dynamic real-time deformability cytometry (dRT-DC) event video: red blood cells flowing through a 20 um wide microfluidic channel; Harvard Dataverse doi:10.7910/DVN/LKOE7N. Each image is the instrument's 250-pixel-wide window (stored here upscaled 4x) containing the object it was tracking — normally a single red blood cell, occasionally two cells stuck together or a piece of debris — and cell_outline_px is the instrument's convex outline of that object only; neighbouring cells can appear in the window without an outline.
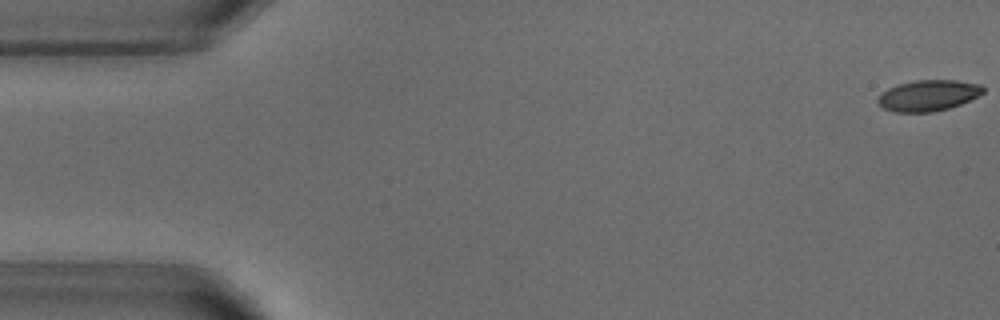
{"species": "common noctule bat (a hibernating species)", "species_latin": "Nyctalus noctula", "temperature_condition": "warm", "stored_images_in_passage": 53, "camera_frame_rate_fps": 3000, "um_per_image_px": 0.085, "animal": {"sex": "male", "body_mass_g": 18.8}, "frame": {"image": 1, "passage_image": 1, "time_ms": 0.0, "image_size_px": [1000, 320], "cell_outline_px": [[984, 92], [960, 104], [948, 108], [932, 112], [896, 112], [884, 108], [876, 100], [888, 88], [900, 84], [916, 80], [956, 80], [980, 84], [984, 88]], "centroid_in_image_um": [78.91, 8.11], "position_along_channel_um": 6.1, "area_um2": 18.67}}
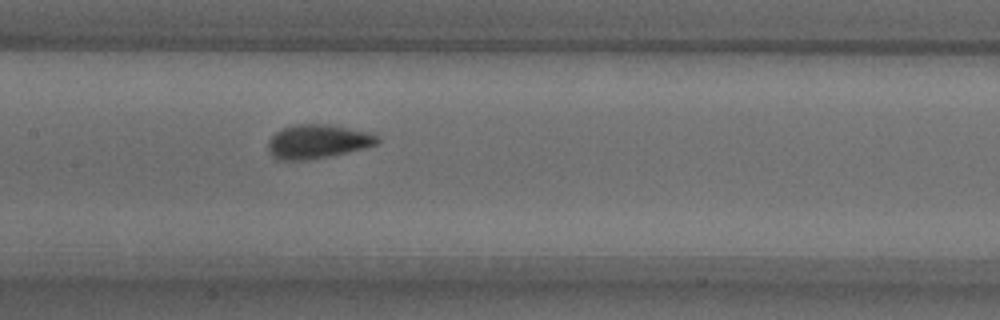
{"frame": {"image": 2, "passage_image": 25, "time_ms": 8.0, "image_size_px": [1000, 320], "cell_outline_px": [[380, 140], [376, 144], [364, 148], [328, 156], [304, 160], [276, 160], [272, 156], [268, 148], [268, 140], [276, 132], [292, 124], [328, 124], [368, 132], [380, 136]], "centroid_in_image_um": [26.98, 12.02], "position_along_channel_um": 180.4, "area_um2": 21.5}}
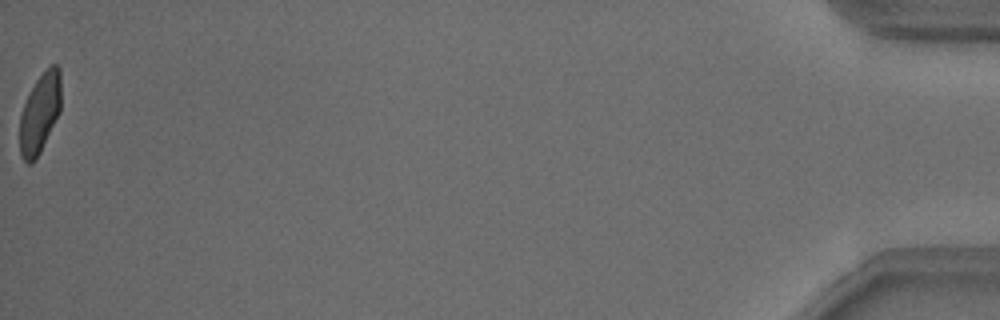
{"frame": {"image": 3, "passage_image": 53, "time_ms": 17.333, "image_size_px": [1000, 320], "cell_outline_px": [[60, 112], [36, 160], [32, 164], [28, 164], [20, 156], [20, 116], [24, 104], [36, 80], [52, 64], [56, 64], [60, 68]], "centroid_in_image_um": [3.39, 9.66], "position_along_channel_um": 431.8, "area_um2": 19.02}, "authors_computed_cell_mechanics": {"area_um2": 20.4612, "velocity_mm_per_s": 3.818, "shape_relaxation_time_tau1_ms": 3.0587, "shape_relaxation_time_tau2_ms": null, "deformation_change_tau1": 0.141, "deformation_change_tau2": null}}